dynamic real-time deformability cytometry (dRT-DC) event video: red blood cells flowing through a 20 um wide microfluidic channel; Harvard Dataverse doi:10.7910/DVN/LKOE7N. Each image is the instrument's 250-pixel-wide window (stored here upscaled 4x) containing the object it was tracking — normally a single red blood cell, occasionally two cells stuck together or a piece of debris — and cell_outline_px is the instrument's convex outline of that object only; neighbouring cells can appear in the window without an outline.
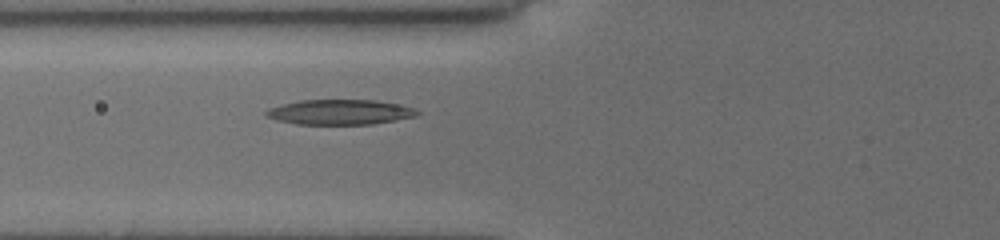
{"species": "common noctule bat (a hibernating species)", "species_latin": "Nyctalus noctula", "temperature_condition": "cold", "stored_images_in_passage": 30, "camera_frame_rate_fps": 3000, "um_per_image_px": 0.085, "animal": {"sex": "female", "body_mass_g": 19.5, "forearm_length_mm": 54.1}, "frame": {"image": 1, "passage_image": 3, "time_ms": 0.667, "image_size_px": [1000, 240], "cell_outline_px": [[420, 112], [416, 116], [372, 124], [296, 124], [276, 120], [268, 116], [264, 112], [268, 108], [300, 100], [376, 100], [396, 104], [412, 108]], "centroid_in_image_um": [28.86, 9.53], "position_along_channel_um": 96.9, "area_um2": 21.79}}
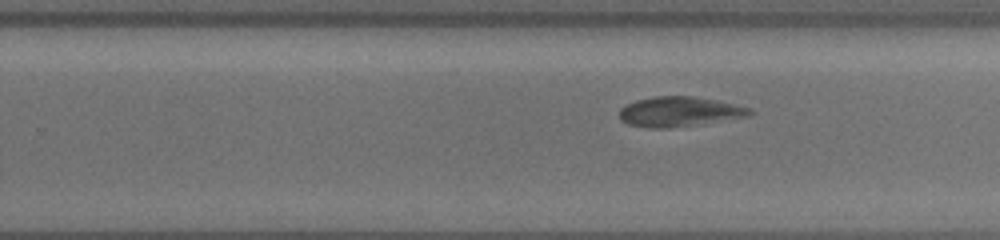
{"frame": {"image": 2, "passage_image": 17, "time_ms": 5.333, "image_size_px": [1000, 240], "cell_outline_px": [[752, 112], [748, 116], [668, 128], [648, 128], [628, 124], [620, 120], [620, 108], [636, 100], [656, 96], [692, 96], [716, 100], [748, 108]], "centroid_in_image_um": [57.67, 9.49], "position_along_channel_um": 272.1, "area_um2": 22.2}}
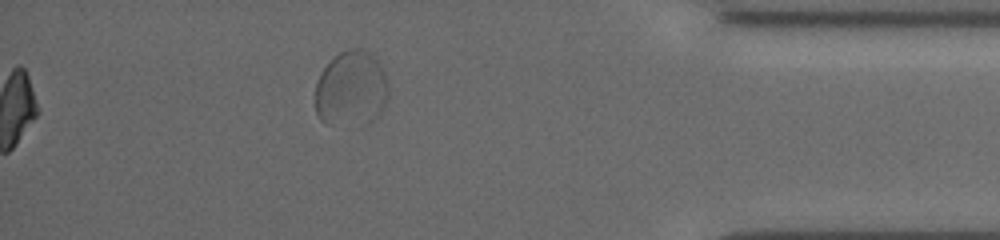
{"frame": {"image": 3, "passage_image": 30, "time_ms": 9.667, "image_size_px": [1000, 240], "cell_outline_px": [[384, 104], [380, 116], [368, 124], [320, 120], [316, 112], [316, 84], [320, 72], [340, 52], [348, 48], [360, 48], [368, 52], [376, 60], [384, 72]], "centroid_in_image_um": [29.82, 7.52], "position_along_channel_um": 405.4, "area_um2": 31.04}, "authors_computed_cell_mechanics": {"area_um2": 22.1085, "velocity_mm_per_s": 3.7577, "shape_relaxation_time_tau1_ms": 5.8754, "shape_relaxation_time_tau2_ms": 1.4456, "deformation_change_tau1": 0.1581, "deformation_change_tau2": 0.0483}}